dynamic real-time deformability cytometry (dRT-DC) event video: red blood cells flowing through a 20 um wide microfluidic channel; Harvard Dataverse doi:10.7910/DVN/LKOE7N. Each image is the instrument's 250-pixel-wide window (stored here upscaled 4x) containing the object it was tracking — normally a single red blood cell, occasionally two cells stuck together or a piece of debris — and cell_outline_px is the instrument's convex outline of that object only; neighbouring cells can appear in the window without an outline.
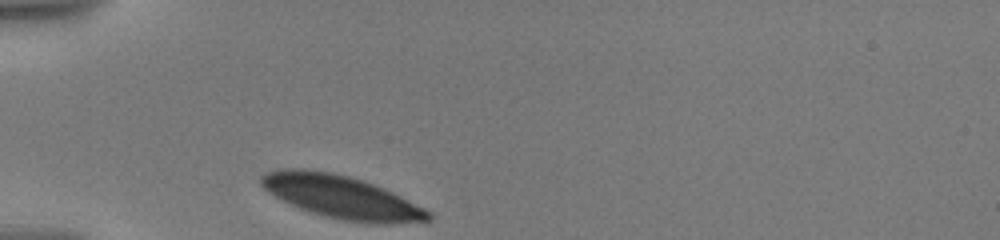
{"species": "human", "species_latin": "Homo sapiens", "temperature_condition": "warm", "stored_images_in_passage": 25, "camera_frame_rate_fps": 3000, "um_per_image_px": 0.085, "donor": {"sex": "male"}, "frame": {"image": 1, "passage_image": 1, "time_ms": 0.0, "image_size_px": [1000, 240], "cell_outline_px": [[432, 220], [396, 224], [368, 224], [344, 220], [324, 216], [300, 208], [268, 192], [260, 184], [260, 176], [268, 172], [280, 168], [304, 168], [332, 172], [364, 180], [384, 188], [432, 212]], "centroid_in_image_um": [29.05, 16.74], "position_along_channel_um": 55.9, "area_um2": 41.96}}
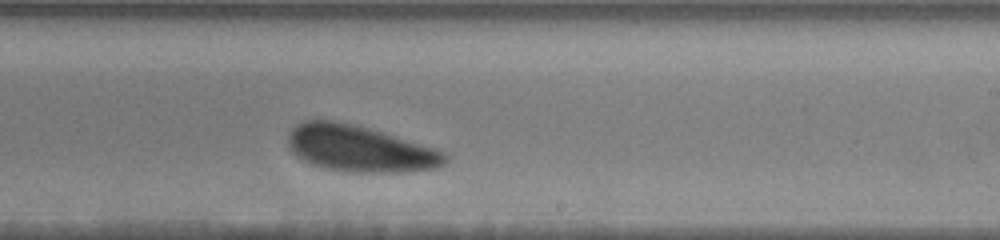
{"frame": {"image": 2, "passage_image": 15, "time_ms": 6.333, "image_size_px": [1000, 240], "cell_outline_px": [[448, 160], [440, 168], [404, 172], [348, 172], [324, 168], [312, 164], [304, 160], [288, 144], [288, 136], [292, 128], [304, 120], [332, 120], [352, 124], [368, 128], [432, 148], [444, 152], [448, 156]], "centroid_in_image_um": [30.6, 12.65], "position_along_channel_um": 258.4, "area_um2": 41.79}}
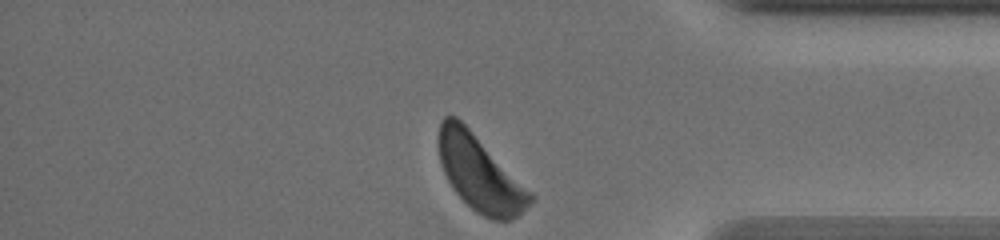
{"frame": {"image": 3, "passage_image": 25, "time_ms": 10.667, "image_size_px": [1000, 240], "cell_outline_px": [[536, 196], [516, 216], [508, 220], [492, 220], [476, 212], [452, 188], [440, 164], [440, 120], [444, 116], [456, 116]], "centroid_in_image_um": [40.79, 14.75], "position_along_channel_um": 394.4, "area_um2": 39.07}, "authors_computed_cell_mechanics": {"area_um2": 42.3096, "velocity_mm_per_s": 3.4552, "shape_relaxation_time_tau1_ms": 1.9929, "shape_relaxation_time_tau2_ms": null, "deformation_change_tau1": 0.0912, "deformation_change_tau2": null}}